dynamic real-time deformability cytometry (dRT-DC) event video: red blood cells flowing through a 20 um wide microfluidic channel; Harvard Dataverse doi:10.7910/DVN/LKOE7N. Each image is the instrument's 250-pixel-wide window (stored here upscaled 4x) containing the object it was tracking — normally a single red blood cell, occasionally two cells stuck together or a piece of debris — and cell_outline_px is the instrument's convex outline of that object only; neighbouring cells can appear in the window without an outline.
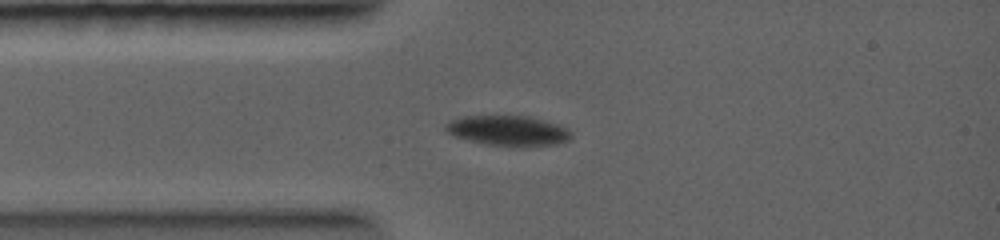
{"species": "common noctule bat (a hibernating species)", "species_latin": "Nyctalus noctula", "temperature_condition": "warm", "stored_images_in_passage": 4, "camera_frame_rate_fps": 5000, "um_per_image_px": 0.085, "animal": {"sex": "female", "body_mass_g": 19.0, "forearm_length_mm": 56.7}, "frame": {"image": 1, "passage_image": 4, "time_ms": 2.0, "image_size_px": [1000, 240], "cell_outline_px": [[572, 136], [568, 140], [556, 144], [520, 148], [512, 148], [488, 144], [468, 140], [456, 136], [448, 132], [444, 128], [444, 124], [460, 116], [528, 116], [544, 120], [568, 128], [572, 132]], "centroid_in_image_um": [43.22, 11.13], "position_along_channel_um": 41.8, "area_um2": 22.37}}